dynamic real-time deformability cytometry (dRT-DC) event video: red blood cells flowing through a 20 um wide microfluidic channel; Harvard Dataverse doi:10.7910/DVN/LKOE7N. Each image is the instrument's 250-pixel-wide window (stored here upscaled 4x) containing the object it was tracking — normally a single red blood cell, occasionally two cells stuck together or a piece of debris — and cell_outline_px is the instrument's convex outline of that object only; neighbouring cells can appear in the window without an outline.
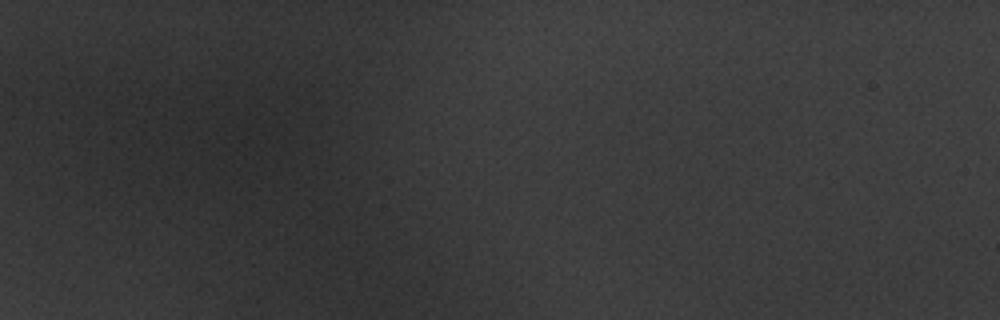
{"species": "common noctule bat (a hibernating species)", "species_latin": "Nyctalus noctula", "temperature_condition": "warm", "stored_images_in_passage": 3, "camera_frame_rate_fps": 3000, "um_per_image_px": 0.085, "animal": {"sex": "male", "body_mass_g": 20.1, "forearm_length_mm": 53.5}, "frame": {"image": 1, "passage_image": 2, "time_ms": 0.333, "image_size_px": [1000, 320], "cell_outline_px": [[312, 144], [296, 164], [292, 168], [276, 168], [244, 156], [232, 148], [248, 124], [276, 116], [296, 124]], "centroid_in_image_um": [23.23, 12.13], "position_along_channel_um": 61.8, "area_um2": 19.83}}